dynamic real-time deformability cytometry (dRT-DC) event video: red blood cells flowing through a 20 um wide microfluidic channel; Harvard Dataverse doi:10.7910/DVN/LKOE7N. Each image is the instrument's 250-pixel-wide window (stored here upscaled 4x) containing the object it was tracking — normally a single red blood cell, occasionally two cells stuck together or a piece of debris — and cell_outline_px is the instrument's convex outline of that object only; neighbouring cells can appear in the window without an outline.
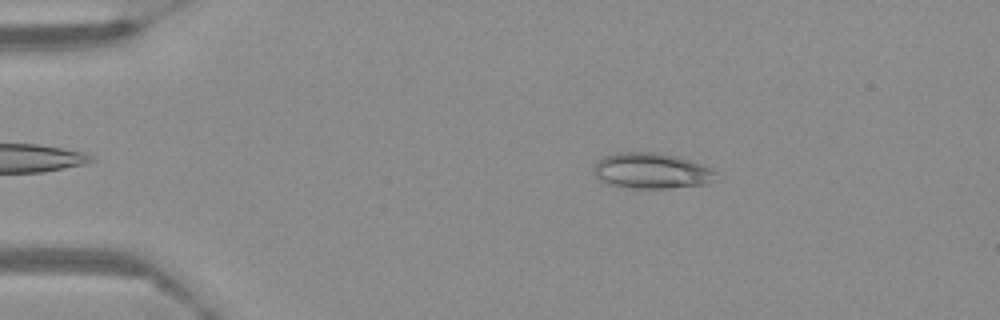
{"species": "Egyptian fruit bat (a non-hibernating species)", "species_latin": "Rousettus aegyptiacus", "temperature_condition": "warm", "stored_images_in_passage": 58, "camera_frame_rate_fps": 3000, "um_per_image_px": 0.085, "frame": {"image": 1, "passage_image": 10, "time_ms": 3.0, "image_size_px": [1000, 320], "cell_outline_px": [[720, 180], [708, 184], [668, 188], [632, 188], [608, 184], [600, 180], [596, 176], [592, 168], [604, 156], [616, 152], [660, 152], [680, 156], [692, 160], [712, 168], [716, 172]], "centroid_in_image_um": [55.46, 14.51], "position_along_channel_um": 29.5, "area_um2": 25.95}}
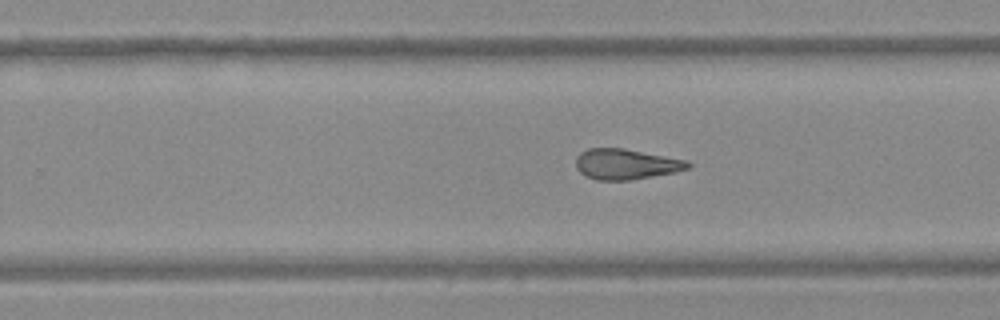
{"frame": {"image": 2, "passage_image": 37, "time_ms": 12.0, "image_size_px": [1000, 320], "cell_outline_px": [[692, 164], [688, 168], [676, 172], [632, 180], [596, 180], [584, 176], [576, 168], [576, 156], [580, 152], [588, 148], [624, 148], [688, 160]], "centroid_in_image_um": [53.2, 13.95], "position_along_channel_um": 276.6, "area_um2": 20.17}}
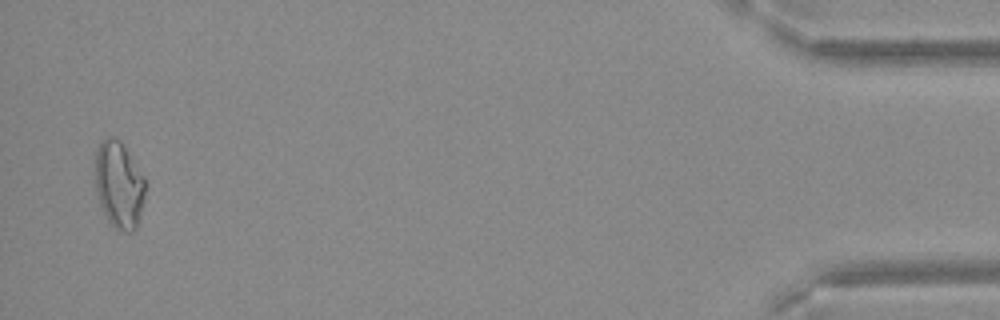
{"frame": {"image": 3, "passage_image": 57, "time_ms": 18.667, "image_size_px": [1000, 320], "cell_outline_px": [[144, 196], [136, 228], [132, 232], [124, 232], [112, 228], [100, 204], [96, 188], [96, 148], [108, 136], [112, 136], [120, 140], [144, 176]], "centroid_in_image_um": [10.11, 15.72], "position_along_channel_um": 425.1, "area_um2": 25.03}}